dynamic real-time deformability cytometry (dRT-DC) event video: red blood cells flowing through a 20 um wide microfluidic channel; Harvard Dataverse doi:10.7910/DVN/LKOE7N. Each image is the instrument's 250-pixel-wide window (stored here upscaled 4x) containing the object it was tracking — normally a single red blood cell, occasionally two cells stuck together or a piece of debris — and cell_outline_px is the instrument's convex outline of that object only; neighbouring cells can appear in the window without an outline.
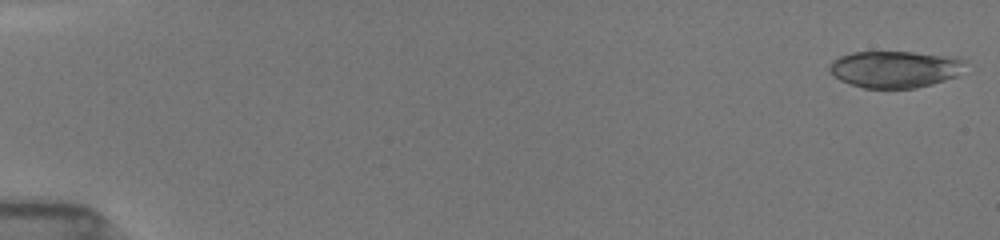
{"species": "common noctule bat (a hibernating species)", "species_latin": "Nyctalus noctula", "temperature_condition": "room temperature", "stored_images_in_passage": 52, "camera_frame_rate_fps": 3000, "um_per_image_px": 0.085, "animal": {"sex": "female", "body_mass_g": 19.5, "forearm_length_mm": 54.1}, "frame": {"image": 1, "passage_image": 1, "time_ms": 0.0, "image_size_px": [1000, 240], "cell_outline_px": [[968, 60], [956, 76], [932, 84], [916, 88], [864, 88], [840, 80], [832, 76], [828, 72], [828, 68], [832, 60], [840, 56], [852, 52], [912, 52], [960, 56]], "centroid_in_image_um": [76.08, 5.87], "position_along_channel_um": 8.9, "area_um2": 29.48}}
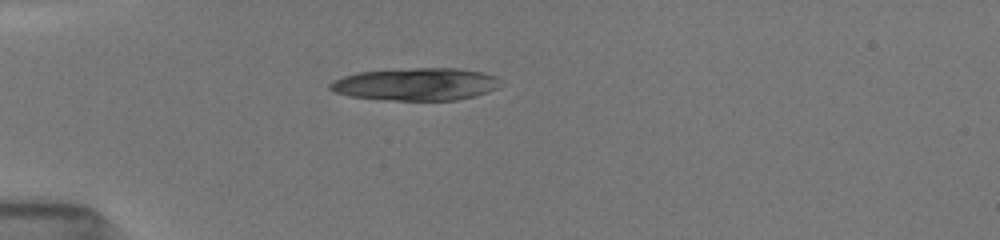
{"frame": {"image": 2, "passage_image": 15, "time_ms": 4.667, "image_size_px": [1000, 240], "cell_outline_px": [[504, 84], [488, 92], [476, 96], [456, 100], [384, 100], [348, 96], [336, 92], [328, 88], [328, 84], [332, 80], [356, 72], [416, 68], [456, 68], [484, 72], [496, 76], [504, 80]], "centroid_in_image_um": [35.4, 7.16], "position_along_channel_um": 49.6, "area_um2": 32.71}}
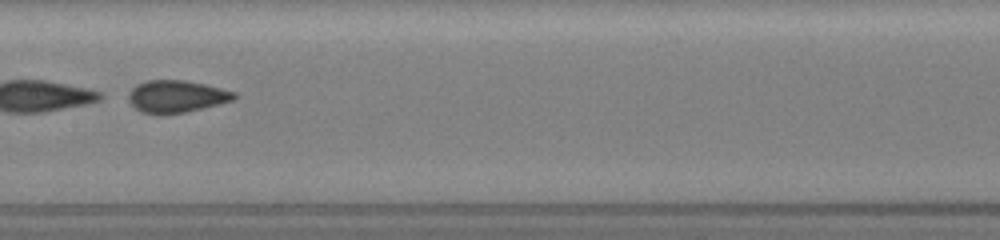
{"frame": {"image": 3, "passage_image": 28, "time_ms": 9.0, "image_size_px": [1000, 240], "cell_outline_px": [[240, 96], [236, 100], [184, 112], [160, 116], [156, 116], [140, 112], [128, 100], [128, 92], [136, 84], [148, 80], [184, 80], [204, 84], [236, 92]], "centroid_in_image_um": [14.99, 8.21], "position_along_channel_um": 192.4, "area_um2": 20.23}, "authors_computed_cell_mechanics": {"area_um2": 29.6514, "velocity_mm_per_s": 3.9079, "shape_relaxation_time_tau1_ms": 0.819, "shape_relaxation_time_tau2_ms": 1.0404, "deformation_change_tau1": 0.2633, "deformation_change_tau2": 0.0643}}